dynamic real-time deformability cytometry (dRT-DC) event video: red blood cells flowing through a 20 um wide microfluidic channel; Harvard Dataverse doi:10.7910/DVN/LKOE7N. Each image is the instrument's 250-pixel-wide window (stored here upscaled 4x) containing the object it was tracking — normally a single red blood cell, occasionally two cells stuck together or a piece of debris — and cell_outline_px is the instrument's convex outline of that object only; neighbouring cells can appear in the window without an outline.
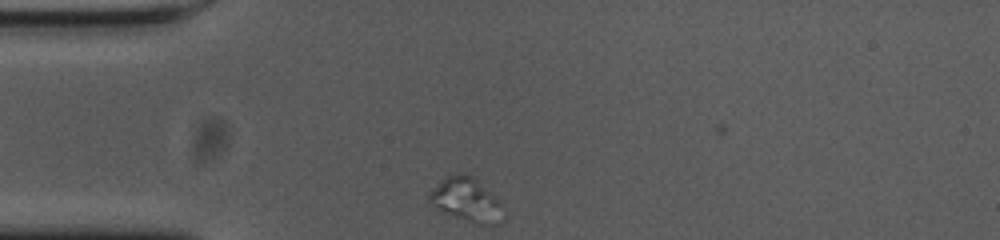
{"species": "common noctule bat (a hibernating species)", "species_latin": "Nyctalus noctula", "temperature_condition": "cold", "stored_images_in_passage": 34, "camera_frame_rate_fps": 3000, "um_per_image_px": 0.085, "animal": {"sex": "female", "body_mass_g": 23.0, "forearm_length_mm": 53.4}, "frame": {"image": 1, "passage_image": 1, "time_ms": 0.0, "image_size_px": [1000, 240], "cell_outline_px": [[504, 220], [496, 224], [476, 224], [436, 208], [428, 200], [428, 196], [448, 176], [472, 176], [500, 200], [504, 204]], "centroid_in_image_um": [39.76, 17.05], "position_along_channel_um": 45.2, "area_um2": 18.15}}
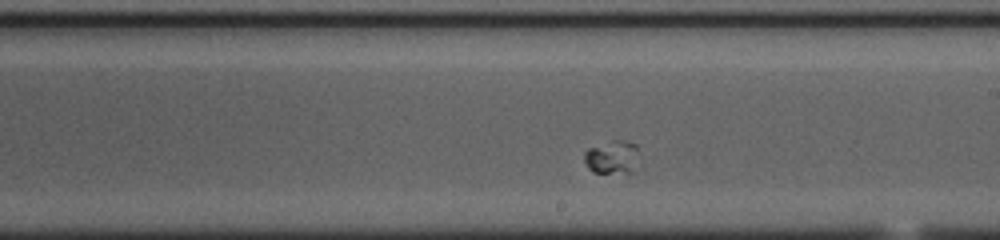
{"frame": {"image": 2, "passage_image": 20, "time_ms": 6.333, "image_size_px": [1000, 240], "cell_outline_px": [[636, 148], [632, 172], [592, 172], [588, 168], [584, 160], [584, 152], [588, 148], [612, 140], [620, 140], [636, 144]], "centroid_in_image_um": [51.94, 13.34], "position_along_channel_um": 237.1, "area_um2": 10.17}}
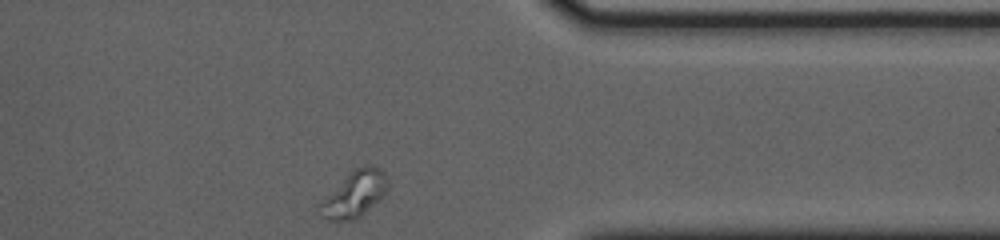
{"frame": {"image": 3, "passage_image": 34, "time_ms": 11.0, "image_size_px": [1000, 240], "cell_outline_px": [[388, 184], [380, 200], [356, 220], [328, 220], [316, 212], [316, 208], [356, 168], [364, 164], [368, 164], [380, 168], [384, 172]], "centroid_in_image_um": [30.16, 16.53], "position_along_channel_um": 381.2, "area_um2": 17.63}}